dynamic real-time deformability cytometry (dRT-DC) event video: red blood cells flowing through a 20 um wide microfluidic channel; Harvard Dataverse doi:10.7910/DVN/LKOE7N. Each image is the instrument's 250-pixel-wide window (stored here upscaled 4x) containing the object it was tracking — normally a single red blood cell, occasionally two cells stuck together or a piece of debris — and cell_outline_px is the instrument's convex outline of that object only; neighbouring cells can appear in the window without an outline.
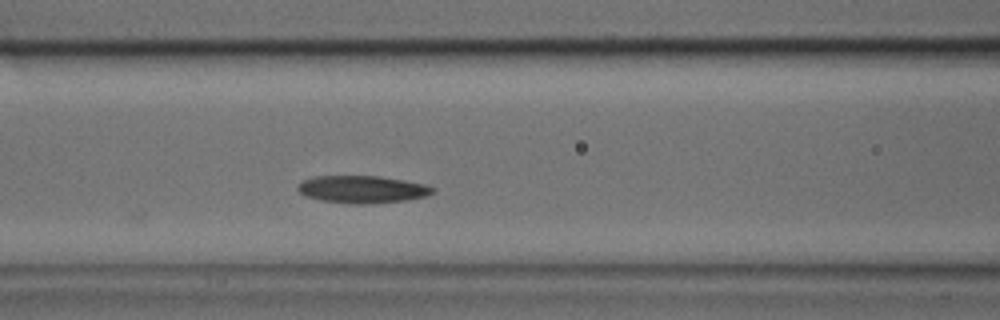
{"species": "common noctule bat (a hibernating species)", "species_latin": "Nyctalus noctula", "temperature_condition": "cold", "stored_images_in_passage": 10, "camera_frame_rate_fps": 3000, "um_per_image_px": 0.085, "animal": {"sex": "male", "body_mass_g": 17.9, "forearm_length_mm": 54.2}, "frame": {"image": 1, "passage_image": 10, "time_ms": 3.0, "image_size_px": [1000, 320], "cell_outline_px": [[436, 192], [424, 196], [404, 200], [364, 204], [352, 204], [320, 200], [304, 196], [296, 188], [304, 180], [316, 176], [380, 176], [404, 180], [424, 184], [436, 188]], "centroid_in_image_um": [30.79, 16.09], "position_along_channel_um": 135.8, "area_um2": 21.44}}